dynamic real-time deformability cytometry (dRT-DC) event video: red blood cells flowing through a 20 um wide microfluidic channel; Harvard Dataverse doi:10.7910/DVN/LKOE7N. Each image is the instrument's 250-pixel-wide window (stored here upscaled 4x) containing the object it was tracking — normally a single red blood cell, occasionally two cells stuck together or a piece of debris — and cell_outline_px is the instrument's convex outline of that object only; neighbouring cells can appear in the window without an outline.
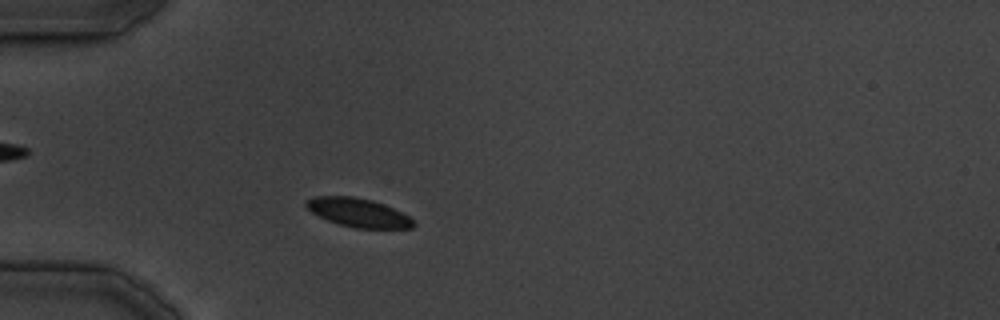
{"species": "common noctule bat (a hibernating species)", "species_latin": "Nyctalus noctula", "temperature_condition": "cold", "stored_images_in_passage": 33, "camera_frame_rate_fps": 3000, "um_per_image_px": 0.085, "animal": {"sex": "male", "body_mass_g": 19.5, "forearm_length_mm": 54.6}, "frame": {"image": 1, "passage_image": 6, "time_ms": 6.0, "image_size_px": [1000, 320], "cell_outline_px": [[416, 224], [412, 228], [356, 228], [340, 224], [328, 220], [312, 212], [304, 204], [304, 200], [316, 196], [352, 196], [372, 200], [384, 204], [408, 216]], "centroid_in_image_um": [30.43, 18.06], "position_along_channel_um": 54.6, "area_um2": 17.74}}
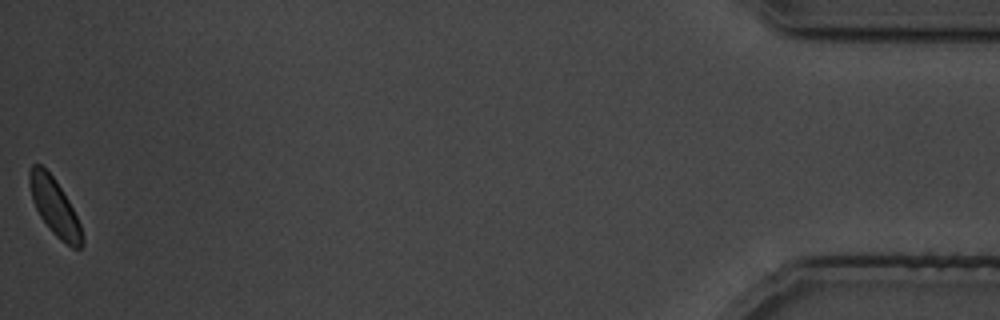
{"frame": {"image": 2, "passage_image": 33, "time_ms": 39.0, "image_size_px": [1000, 320], "cell_outline_px": [[84, 244], [80, 248], [72, 248], [60, 240], [52, 232], [40, 216], [32, 200], [28, 180], [28, 172], [32, 164], [40, 164], [52, 176], [68, 200], [80, 224], [84, 236]], "centroid_in_image_um": [4.64, 17.61], "position_along_channel_um": 430.6, "area_um2": 17.34}}